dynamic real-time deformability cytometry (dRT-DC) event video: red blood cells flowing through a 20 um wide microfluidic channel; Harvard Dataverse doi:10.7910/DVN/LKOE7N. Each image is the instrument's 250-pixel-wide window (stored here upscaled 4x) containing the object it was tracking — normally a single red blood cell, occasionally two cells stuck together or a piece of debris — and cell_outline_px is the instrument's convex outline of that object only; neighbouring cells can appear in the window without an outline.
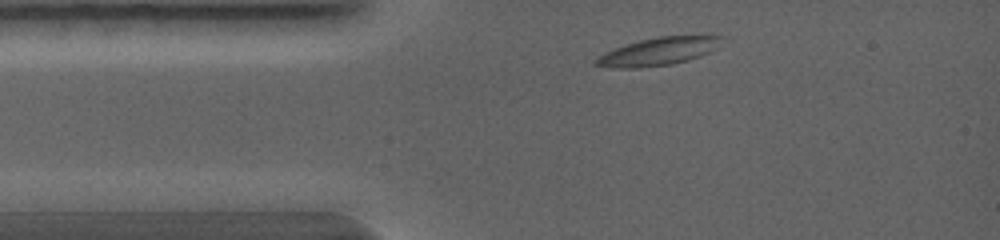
{"species": "common noctule bat (a hibernating species)", "species_latin": "Nyctalus noctula", "temperature_condition": "warm", "stored_images_in_passage": 11, "camera_frame_rate_fps": 5000, "um_per_image_px": 0.085, "animal": {"sex": "female", "body_mass_g": 19.0, "forearm_length_mm": 56.7}, "frame": {"image": 1, "passage_image": 1, "time_ms": 0.0, "image_size_px": [1000, 240], "cell_outline_px": [[728, 36], [720, 48], [712, 52], [688, 60], [672, 64], [640, 68], [612, 68], [592, 64], [592, 60], [596, 56], [604, 52], [624, 44], [640, 40], [660, 36], [708, 32]], "centroid_in_image_um": [56.14, 4.31], "position_along_channel_um": 28.9, "area_um2": 21.96}}
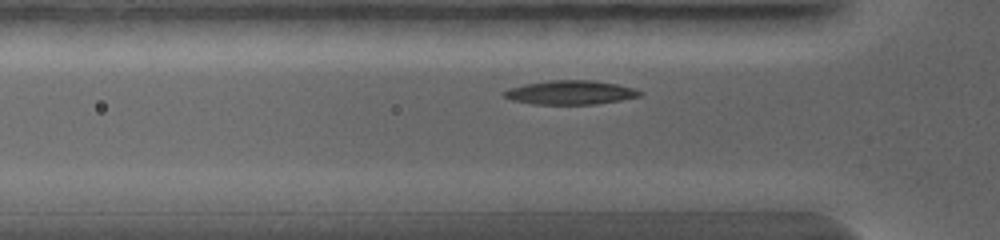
{"frame": {"image": 2, "passage_image": 6, "time_ms": 1.2, "image_size_px": [1000, 240], "cell_outline_px": [[640, 96], [620, 100], [596, 104], [532, 104], [512, 100], [504, 96], [500, 92], [508, 88], [524, 84], [552, 80], [592, 80], [616, 84], [632, 88], [640, 92]], "centroid_in_image_um": [48.41, 7.86], "position_along_channel_um": 77.4, "area_um2": 18.84}}
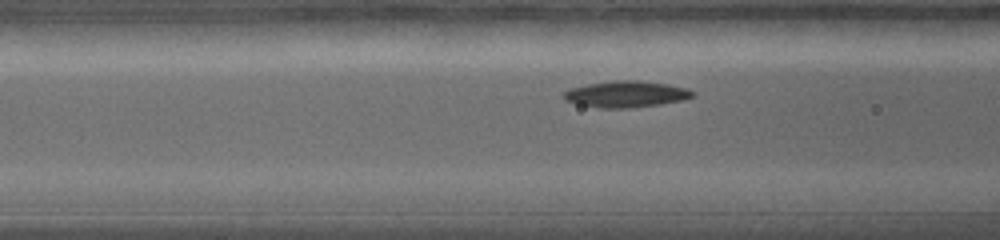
{"frame": {"image": 3, "passage_image": 10, "time_ms": 1.8, "image_size_px": [1000, 240], "cell_outline_px": [[692, 96], [680, 100], [660, 104], [628, 108], [600, 108], [580, 104], [564, 100], [564, 92], [572, 88], [588, 84], [612, 80], [640, 80], [668, 84], [688, 88], [692, 92]], "centroid_in_image_um": [53.2, 7.99], "position_along_channel_um": 113.4, "area_um2": 19.54}}